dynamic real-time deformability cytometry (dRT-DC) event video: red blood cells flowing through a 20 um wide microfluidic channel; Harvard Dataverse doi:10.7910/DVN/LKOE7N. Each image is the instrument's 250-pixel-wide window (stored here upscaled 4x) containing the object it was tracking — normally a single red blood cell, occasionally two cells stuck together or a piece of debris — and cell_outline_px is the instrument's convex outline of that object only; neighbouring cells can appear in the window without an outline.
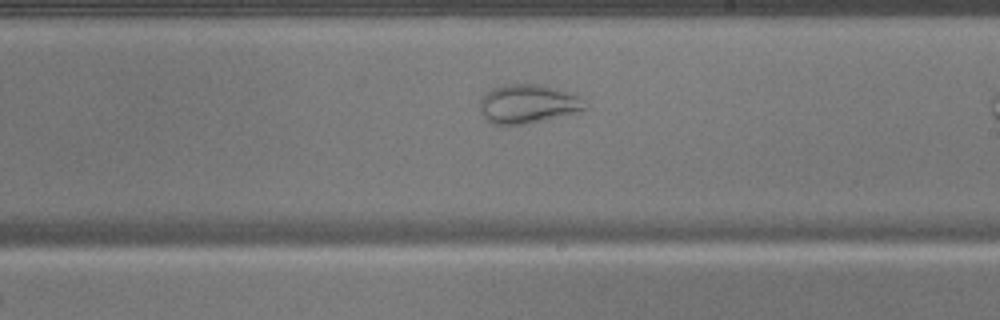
{"species": "common noctule bat (a hibernating species)", "species_latin": "Nyctalus noctula", "temperature_condition": "warm", "stored_images_in_passage": 29, "camera_frame_rate_fps": 3000, "um_per_image_px": 0.085, "animal": {"sex": "male", "body_mass_g": 17.9}, "frame": {"image": 1, "passage_image": 17, "time_ms": 5.333, "image_size_px": [1000, 320], "cell_outline_px": [[588, 108], [544, 120], [524, 124], [492, 124], [480, 112], [480, 100], [484, 92], [492, 88], [504, 84], [536, 84], [584, 96], [588, 104]], "centroid_in_image_um": [44.87, 8.82], "position_along_channel_um": 244.1, "area_um2": 23.81}}